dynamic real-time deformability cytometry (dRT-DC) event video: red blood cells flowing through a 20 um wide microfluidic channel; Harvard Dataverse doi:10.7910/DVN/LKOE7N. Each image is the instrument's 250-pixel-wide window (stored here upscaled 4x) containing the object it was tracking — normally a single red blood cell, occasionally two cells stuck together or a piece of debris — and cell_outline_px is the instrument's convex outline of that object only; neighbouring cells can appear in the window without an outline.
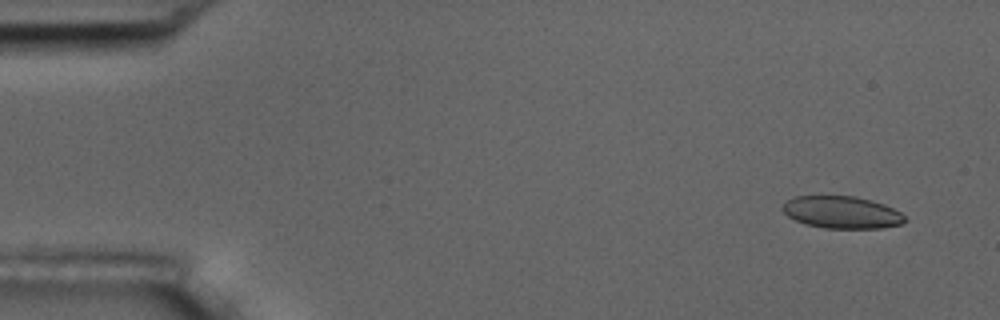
{"species": "common noctule bat (a hibernating species)", "species_latin": "Nyctalus noctula", "temperature_condition": "room temperature", "stored_images_in_passage": 9, "camera_frame_rate_fps": 3000, "um_per_image_px": 0.085, "animal": {"sex": "male", "body_mass_g": 17.5, "forearm_length_mm": 52.3}, "frame": {"image": 1, "passage_image": 1, "time_ms": 0.0, "image_size_px": [1000, 320], "cell_outline_px": [[908, 220], [904, 224], [880, 228], [824, 228], [804, 224], [788, 216], [780, 208], [788, 200], [796, 196], [856, 196], [872, 200], [884, 204], [900, 212]], "centroid_in_image_um": [71.58, 18.05], "position_along_channel_um": 13.4, "area_um2": 23.06}}
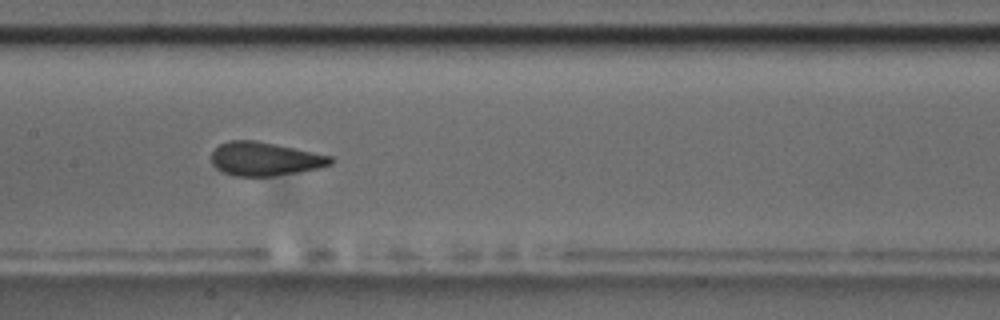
{"frame": {"image": 2, "passage_image": 8, "time_ms": 2.333, "image_size_px": [1000, 320], "cell_outline_px": [[332, 164], [320, 168], [272, 176], [236, 176], [220, 172], [212, 164], [212, 152], [220, 144], [228, 140], [256, 140], [276, 144], [332, 156]], "centroid_in_image_um": [22.49, 13.5], "position_along_channel_um": 184.9, "area_um2": 23.35}}
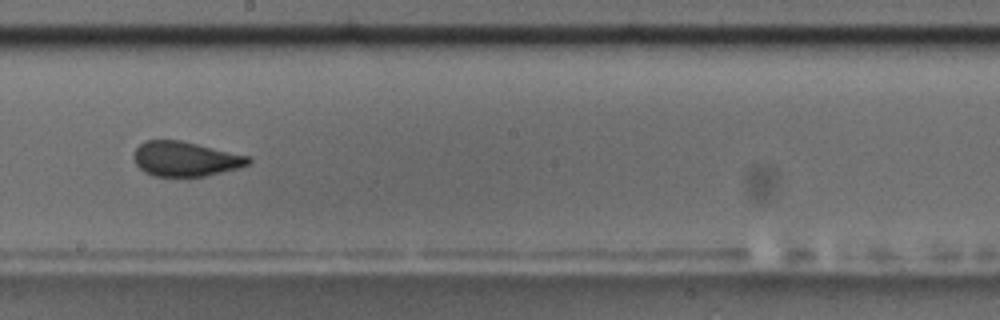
{"frame": {"image": 3, "passage_image": 9, "time_ms": 2.667, "image_size_px": [1000, 320], "cell_outline_px": [[252, 160], [248, 164], [240, 168], [204, 176], [152, 176], [144, 172], [136, 164], [132, 156], [132, 152], [144, 140], [180, 140], [252, 156]], "centroid_in_image_um": [15.76, 13.5], "position_along_channel_um": 232.4, "area_um2": 23.47}}